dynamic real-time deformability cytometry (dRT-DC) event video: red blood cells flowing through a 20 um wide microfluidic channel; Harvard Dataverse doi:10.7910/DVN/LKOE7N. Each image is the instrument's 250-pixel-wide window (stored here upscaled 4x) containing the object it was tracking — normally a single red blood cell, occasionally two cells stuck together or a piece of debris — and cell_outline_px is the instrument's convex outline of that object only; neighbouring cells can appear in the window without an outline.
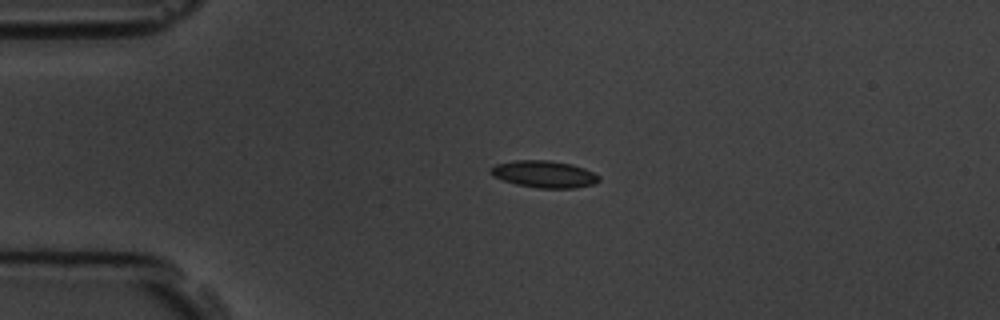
{"species": "common noctule bat (a hibernating species)", "species_latin": "Nyctalus noctula", "temperature_condition": "room temperature", "stored_images_in_passage": 4, "camera_frame_rate_fps": 3000, "um_per_image_px": 0.085, "animal": {"sex": "male", "body_mass_g": 19.5, "forearm_length_mm": 54.6}, "frame": {"image": 1, "passage_image": 2, "time_ms": 2.0, "image_size_px": [1000, 320], "cell_outline_px": [[600, 180], [596, 184], [576, 188], [540, 188], [516, 184], [492, 176], [488, 172], [488, 168], [496, 164], [516, 160], [548, 160], [572, 164], [584, 168], [600, 176]], "centroid_in_image_um": [46.25, 14.8], "position_along_channel_um": 38.8, "area_um2": 17.17}}
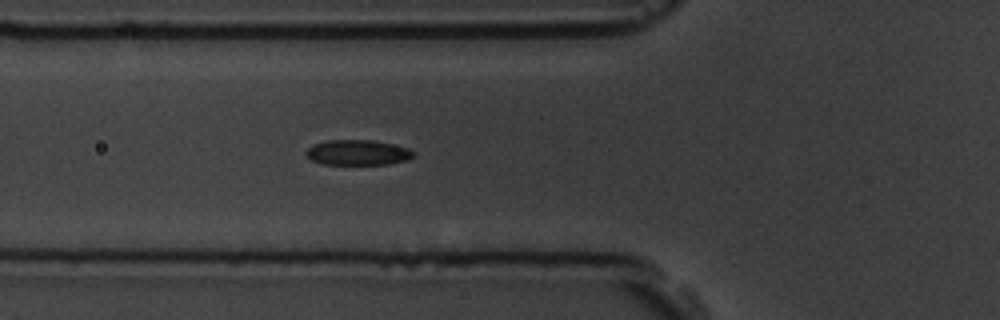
{"frame": {"image": 2, "passage_image": 4, "time_ms": 4.333, "image_size_px": [1000, 320], "cell_outline_px": [[416, 152], [408, 160], [388, 164], [320, 164], [304, 156], [304, 152], [312, 144], [328, 140], [372, 140], [408, 148]], "centroid_in_image_um": [30.35, 12.97], "position_along_channel_um": 95.4, "area_um2": 15.9}}